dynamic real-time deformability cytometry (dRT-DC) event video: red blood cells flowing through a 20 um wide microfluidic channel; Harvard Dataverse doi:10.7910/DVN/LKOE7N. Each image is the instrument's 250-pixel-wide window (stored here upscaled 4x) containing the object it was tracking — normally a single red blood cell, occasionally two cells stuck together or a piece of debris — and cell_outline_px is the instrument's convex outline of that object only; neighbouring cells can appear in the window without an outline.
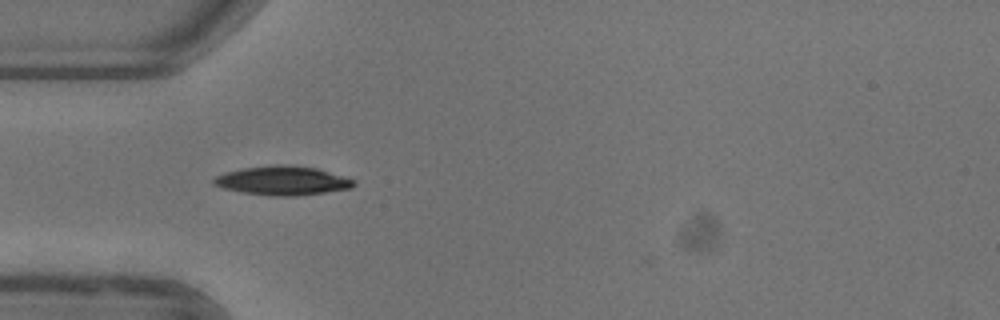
{"species": "common noctule bat (a hibernating species)", "species_latin": "Nyctalus noctula", "temperature_condition": "warm", "stored_images_in_passage": 33, "camera_frame_rate_fps": 3000, "um_per_image_px": 0.085, "animal": {"sex": "female"}, "frame": {"image": 1, "passage_image": 1, "time_ms": 0.0, "image_size_px": [1000, 320], "cell_outline_px": [[356, 184], [352, 188], [296, 196], [272, 196], [244, 192], [224, 188], [212, 184], [212, 180], [216, 176], [224, 172], [244, 168], [276, 164], [284, 164], [316, 168], [356, 180]], "centroid_in_image_um": [24.02, 15.35], "position_along_channel_um": 61.0, "area_um2": 23.58}}
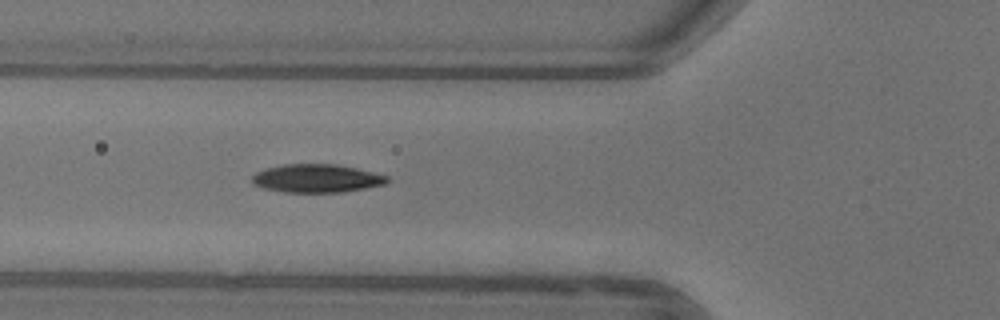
{"frame": {"image": 2, "passage_image": 4, "time_ms": 1.0, "image_size_px": [1000, 320], "cell_outline_px": [[392, 180], [384, 184], [344, 192], [284, 192], [264, 188], [252, 184], [252, 176], [256, 172], [264, 168], [284, 164], [336, 164], [356, 168], [388, 176]], "centroid_in_image_um": [26.9, 15.16], "position_along_channel_um": 98.9, "area_um2": 22.31}}
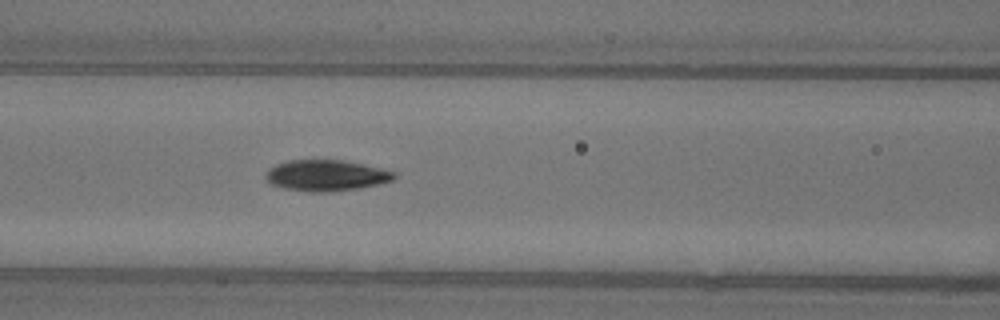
{"frame": {"image": 3, "passage_image": 7, "time_ms": 2.0, "image_size_px": [1000, 320], "cell_outline_px": [[396, 176], [392, 180], [360, 188], [332, 192], [308, 192], [284, 188], [272, 184], [268, 180], [268, 168], [276, 164], [288, 160], [344, 160], [380, 168], [396, 172]], "centroid_in_image_um": [27.74, 14.91], "position_along_channel_um": 138.9, "area_um2": 23.06}, "authors_computed_cell_mechanics": {"area_um2": 22.831, "velocity_mm_per_s": 3.9338, "shape_relaxation_time_tau1_ms": 3.2665, "shape_relaxation_time_tau2_ms": 1.3881, "deformation_change_tau1": 0.1516, "deformation_change_tau2": 0.0554}}